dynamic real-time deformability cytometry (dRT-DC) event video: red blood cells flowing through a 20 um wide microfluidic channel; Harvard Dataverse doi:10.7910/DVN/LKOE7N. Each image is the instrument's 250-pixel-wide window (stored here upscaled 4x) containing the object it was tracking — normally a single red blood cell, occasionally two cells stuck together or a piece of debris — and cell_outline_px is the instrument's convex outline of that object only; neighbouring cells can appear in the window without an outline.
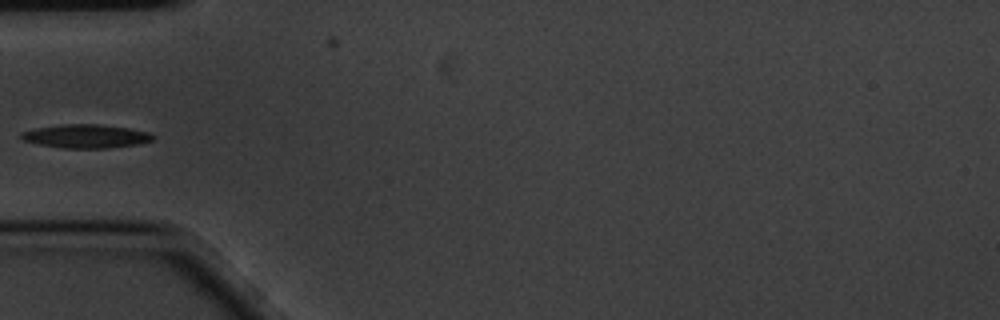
{"species": "common noctule bat (a hibernating species)", "species_latin": "Nyctalus noctula", "temperature_condition": "cold", "stored_images_in_passage": 5, "camera_frame_rate_fps": 3000, "um_per_image_px": 0.085, "animal": {"sex": "male", "body_mass_g": 20.1, "forearm_length_mm": 53.5}, "frame": {"image": 1, "passage_image": 5, "time_ms": 1.333, "image_size_px": [1000, 320], "cell_outline_px": [[156, 136], [152, 140], [140, 144], [108, 148], [60, 148], [36, 144], [24, 140], [20, 136], [24, 132], [36, 128], [64, 124], [96, 124], [128, 128], [148, 132]], "centroid_in_image_um": [7.33, 11.59], "position_along_channel_um": 77.7, "area_um2": 18.03}}